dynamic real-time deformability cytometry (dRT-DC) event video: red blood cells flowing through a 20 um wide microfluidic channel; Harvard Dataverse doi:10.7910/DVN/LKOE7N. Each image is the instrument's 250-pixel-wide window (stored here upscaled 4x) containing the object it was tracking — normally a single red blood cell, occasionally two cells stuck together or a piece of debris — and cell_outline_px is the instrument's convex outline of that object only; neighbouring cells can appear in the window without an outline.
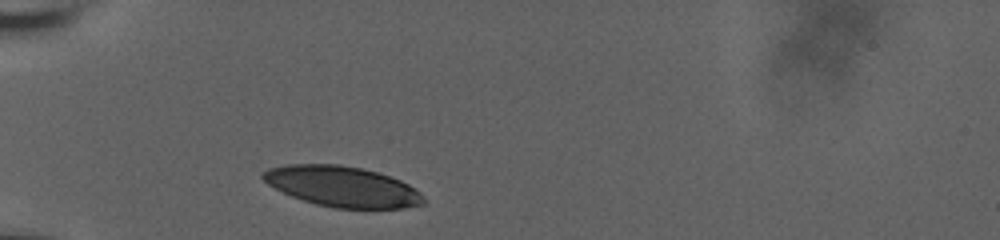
{"species": "human", "species_latin": "Homo sapiens", "temperature_condition": "room temperature", "stored_images_in_passage": 31, "camera_frame_rate_fps": 3000, "um_per_image_px": 0.085, "donor": {"sex": "male"}, "frame": {"image": 1, "passage_image": 1, "time_ms": 0.0, "image_size_px": [1000, 240], "cell_outline_px": [[424, 204], [404, 208], [332, 208], [316, 204], [292, 196], [268, 184], [260, 176], [260, 172], [268, 168], [288, 164], [336, 164], [360, 168], [376, 172], [400, 180], [408, 184], [420, 192], [424, 200]], "centroid_in_image_um": [29.07, 15.85], "position_along_channel_um": 55.9, "area_um2": 37.69}}
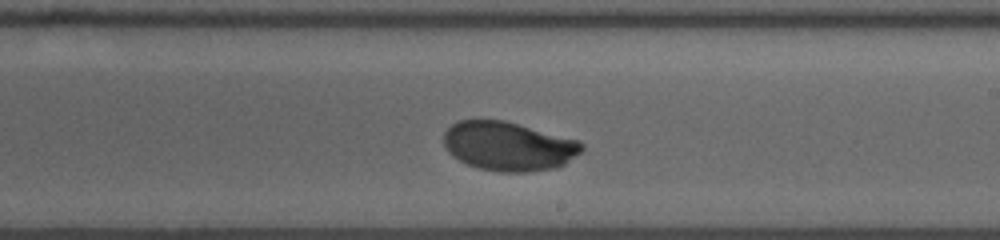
{"frame": {"image": 2, "passage_image": 18, "time_ms": 5.667, "image_size_px": [1000, 240], "cell_outline_px": [[584, 148], [580, 152], [564, 164], [556, 168], [528, 172], [500, 172], [480, 168], [468, 164], [452, 156], [448, 152], [444, 144], [444, 132], [452, 124], [460, 120], [504, 120], [580, 140], [584, 144]], "centroid_in_image_um": [43.23, 12.42], "position_along_channel_um": 245.8, "area_um2": 39.48}}
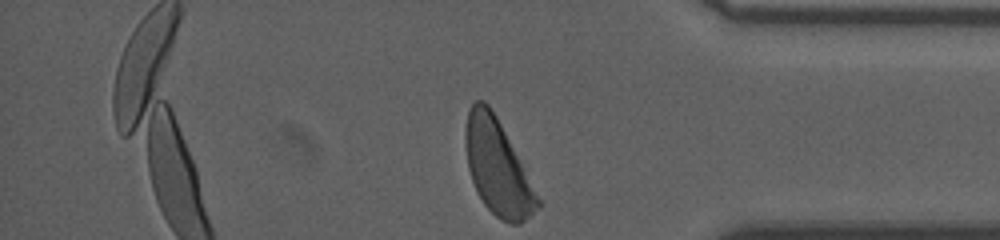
{"frame": {"image": 3, "passage_image": 31, "time_ms": 10.0, "image_size_px": [1000, 240], "cell_outline_px": [[540, 208], [520, 224], [512, 224], [500, 220], [484, 204], [472, 180], [468, 168], [464, 140], [464, 128], [468, 112], [472, 104], [476, 100], [484, 100], [488, 104], [496, 116], [540, 200]], "centroid_in_image_um": [42.26, 14.23], "position_along_channel_um": 392.9, "area_um2": 39.19}, "authors_computed_cell_mechanics": {"area_um2": 39.9976, "velocity_mm_per_s": 3.6907, "shape_relaxation_time_tau1_ms": 3.8423, "shape_relaxation_time_tau2_ms": null, "deformation_change_tau1": 0.1784, "deformation_change_tau2": null}}